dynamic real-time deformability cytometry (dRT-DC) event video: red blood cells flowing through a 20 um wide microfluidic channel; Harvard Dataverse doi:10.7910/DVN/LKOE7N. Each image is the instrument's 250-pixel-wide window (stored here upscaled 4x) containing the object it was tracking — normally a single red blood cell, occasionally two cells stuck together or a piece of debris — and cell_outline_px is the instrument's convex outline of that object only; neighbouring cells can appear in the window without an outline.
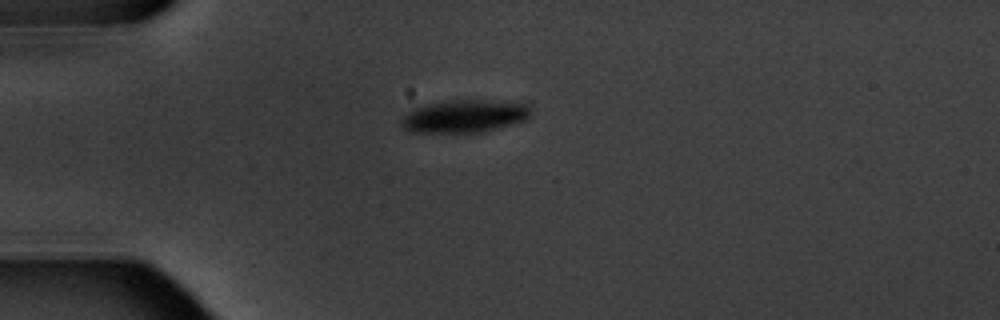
{"species": "common noctule bat (a hibernating species)", "species_latin": "Nyctalus noctula", "temperature_condition": "warm", "stored_images_in_passage": 3, "camera_frame_rate_fps": 3000, "um_per_image_px": 0.085, "animal": {"sex": "male", "body_mass_g": 20.1, "forearm_length_mm": 53.5}, "frame": {"image": 1, "passage_image": 1, "time_ms": 0.0, "image_size_px": [1000, 320], "cell_outline_px": [[532, 116], [524, 120], [484, 132], [412, 132], [404, 128], [400, 124], [400, 120], [412, 108], [444, 100], [520, 100], [528, 104], [532, 108]], "centroid_in_image_um": [39.56, 9.84], "position_along_channel_um": 45.4, "area_um2": 25.26}}
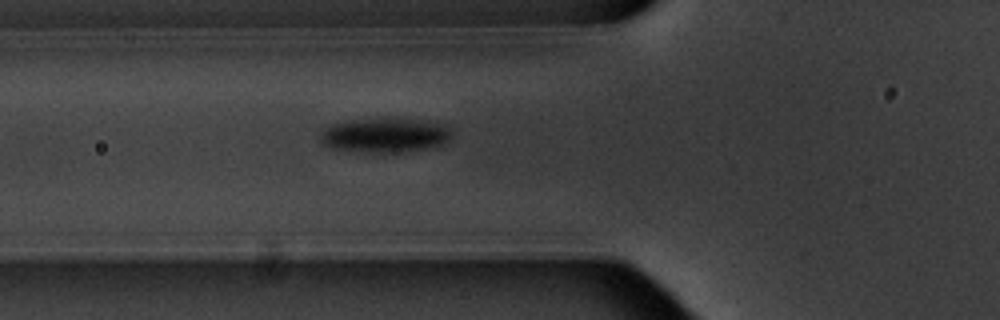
{"frame": {"image": 2, "passage_image": 3, "time_ms": 2.0, "image_size_px": [1000, 320], "cell_outline_px": [[452, 136], [440, 148], [388, 152], [380, 152], [336, 148], [324, 144], [320, 140], [320, 136], [332, 124], [352, 120], [392, 116], [428, 120], [444, 124], [452, 128]], "centroid_in_image_um": [32.9, 11.44], "position_along_channel_um": 92.9, "area_um2": 26.82}}